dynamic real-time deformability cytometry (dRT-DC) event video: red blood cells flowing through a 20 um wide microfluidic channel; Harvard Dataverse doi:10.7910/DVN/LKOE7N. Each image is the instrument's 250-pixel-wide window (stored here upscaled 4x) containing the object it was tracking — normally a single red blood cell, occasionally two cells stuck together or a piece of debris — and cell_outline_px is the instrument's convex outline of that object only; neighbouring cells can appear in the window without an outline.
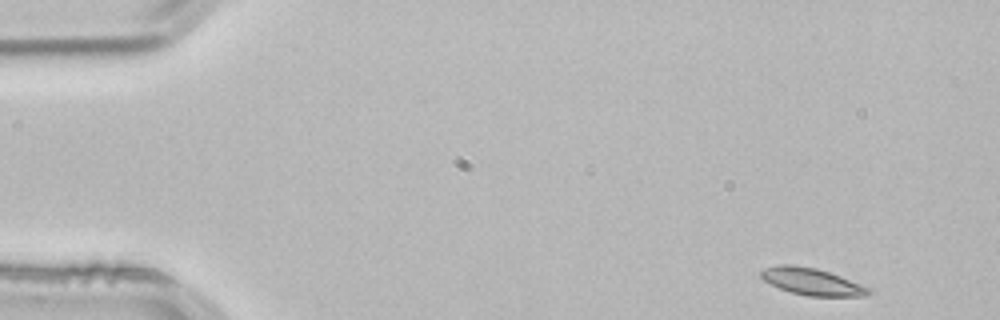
{"species": "common noctule bat (a hibernating species)", "species_latin": "Nyctalus noctula", "temperature_condition": "room temperature", "stored_images_in_passage": 50, "camera_frame_rate_fps": 3000, "um_per_image_px": 0.085, "animal": {"sex": "male", "body_mass_g": 21.5, "forearm_length_mm": 52.0}, "frame": {"image": 1, "passage_image": 1, "time_ms": 0.0, "image_size_px": [1000, 320], "cell_outline_px": [[872, 292], [864, 296], [808, 296], [792, 292], [780, 288], [764, 280], [760, 276], [760, 272], [764, 268], [780, 264], [792, 264], [816, 268], [840, 276], [868, 288]], "centroid_in_image_um": [68.97, 23.93], "position_along_channel_um": 16.0, "area_um2": 16.59}}
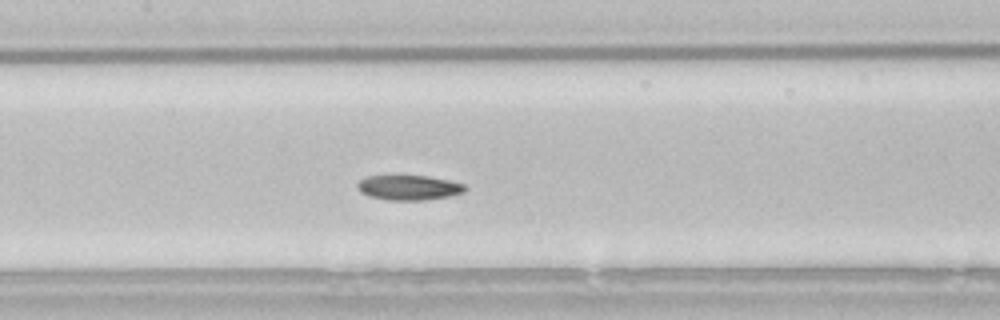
{"frame": {"image": 2, "passage_image": 22, "time_ms": 7.0, "image_size_px": [1000, 320], "cell_outline_px": [[468, 188], [464, 192], [448, 196], [424, 200], [388, 200], [368, 196], [360, 192], [356, 188], [356, 184], [360, 180], [368, 176], [428, 176], [448, 180], [464, 184]], "centroid_in_image_um": [34.73, 15.95], "position_along_channel_um": 172.7, "area_um2": 15.61}}
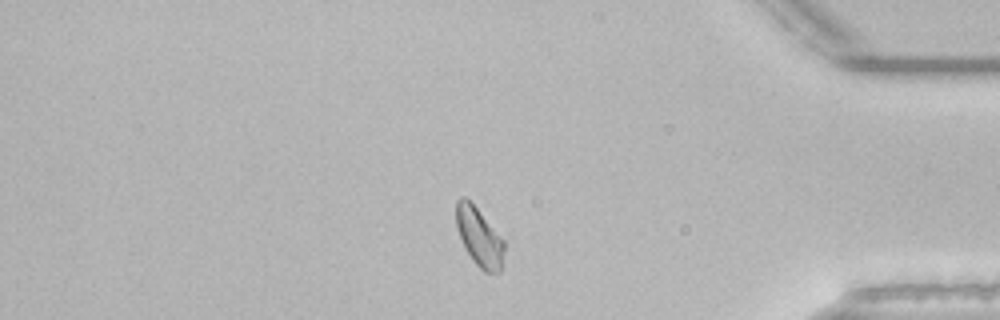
{"frame": {"image": 3, "passage_image": 42, "time_ms": 13.667, "image_size_px": [1000, 320], "cell_outline_px": [[504, 248], [500, 272], [484, 272], [472, 260], [460, 236], [456, 224], [456, 200], [460, 196], [464, 196], [476, 208], [504, 240]], "centroid_in_image_um": [40.73, 20.14], "position_along_channel_um": 394.5, "area_um2": 15.95}, "authors_computed_cell_mechanics": {"area_um2": 16.4152, "velocity_mm_per_s": 3.7789, "shape_relaxation_time_tau1_ms": 4.0152, "shape_relaxation_time_tau2_ms": null, "deformation_change_tau1": 0.1036, "deformation_change_tau2": null}}